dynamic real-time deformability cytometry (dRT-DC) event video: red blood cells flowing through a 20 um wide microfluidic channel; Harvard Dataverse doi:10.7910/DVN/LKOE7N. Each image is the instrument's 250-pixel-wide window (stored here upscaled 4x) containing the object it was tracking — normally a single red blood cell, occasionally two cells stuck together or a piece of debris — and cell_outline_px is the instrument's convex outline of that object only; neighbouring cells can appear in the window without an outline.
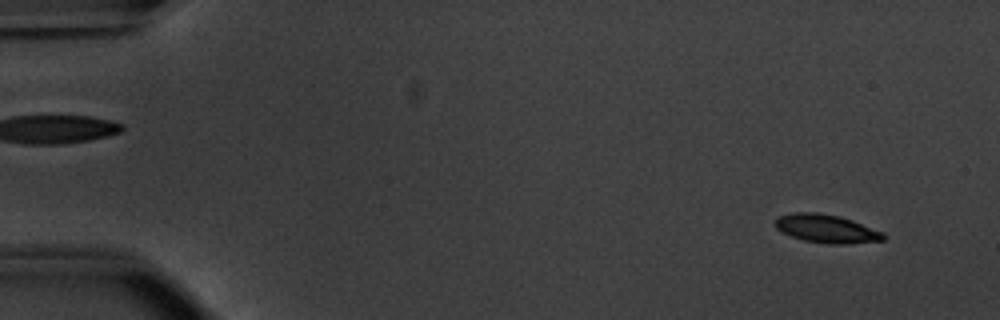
{"species": "common noctule bat (a hibernating species)", "species_latin": "Nyctalus noctula", "temperature_condition": "warm", "stored_images_in_passage": 14, "camera_frame_rate_fps": 3000, "um_per_image_px": 0.085, "animal": {"sex": "male", "body_mass_g": 20.1, "forearm_length_mm": 53.5}, "frame": {"image": 1, "passage_image": 4, "time_ms": 1.0, "image_size_px": [1000, 320], "cell_outline_px": [[884, 240], [848, 244], [832, 244], [804, 240], [780, 232], [776, 228], [776, 220], [780, 216], [792, 212], [820, 212], [840, 216], [852, 220], [884, 232]], "centroid_in_image_um": [70.26, 19.43], "position_along_channel_um": 14.7, "area_um2": 17.86}}